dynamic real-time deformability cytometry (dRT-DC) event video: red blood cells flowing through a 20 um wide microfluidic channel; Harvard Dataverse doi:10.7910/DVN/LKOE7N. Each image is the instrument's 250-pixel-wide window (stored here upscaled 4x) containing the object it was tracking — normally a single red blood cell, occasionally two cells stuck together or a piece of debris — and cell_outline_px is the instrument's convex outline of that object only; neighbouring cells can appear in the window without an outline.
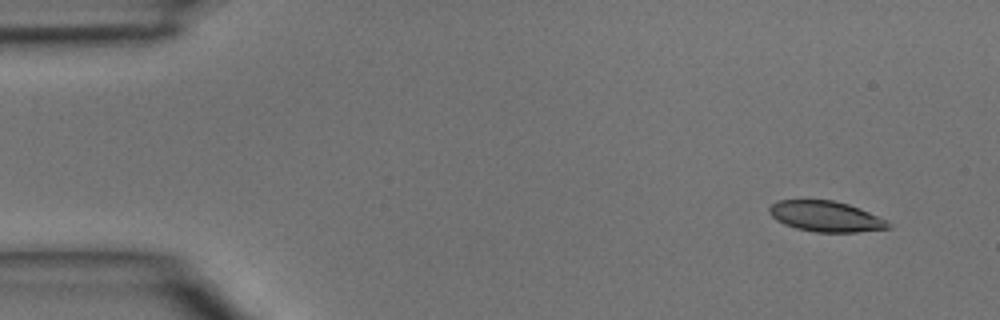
{"species": "common noctule bat (a hibernating species)", "species_latin": "Nyctalus noctula", "temperature_condition": "room temperature", "stored_images_in_passage": 4, "camera_frame_rate_fps": 3000, "um_per_image_px": 0.085, "animal": {"sex": "male", "body_mass_g": 15.6}, "frame": {"image": 1, "passage_image": 1, "time_ms": 0.0, "image_size_px": [1000, 320], "cell_outline_px": [[892, 228], [856, 232], [816, 232], [796, 228], [784, 224], [776, 220], [768, 212], [768, 208], [772, 204], [780, 200], [832, 200], [848, 204], [888, 220], [892, 224]], "centroid_in_image_um": [70.21, 18.4], "position_along_channel_um": 14.8, "area_um2": 21.21}}